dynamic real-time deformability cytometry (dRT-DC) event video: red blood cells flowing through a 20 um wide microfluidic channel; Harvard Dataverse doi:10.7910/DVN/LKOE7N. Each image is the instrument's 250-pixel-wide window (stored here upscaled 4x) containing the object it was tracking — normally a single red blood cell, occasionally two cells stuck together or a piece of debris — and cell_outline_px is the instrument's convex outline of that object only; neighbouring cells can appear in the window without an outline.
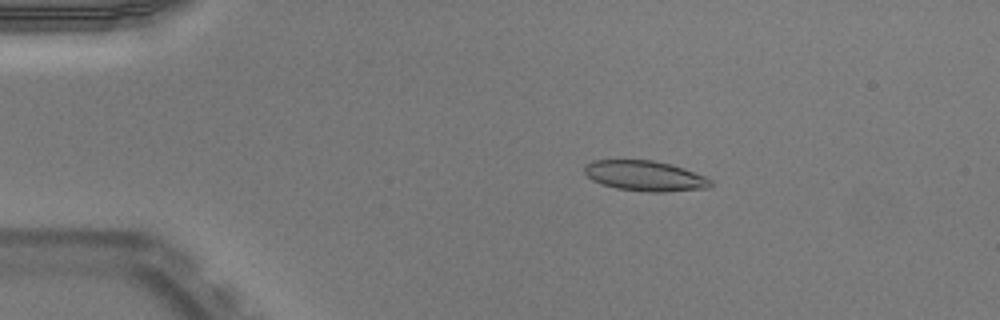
{"species": "Egyptian fruit bat (a non-hibernating species)", "species_latin": "Rousettus aegyptiacus", "temperature_condition": "warm", "stored_images_in_passage": 51, "camera_frame_rate_fps": 3000, "um_per_image_px": 0.085, "animal": {"sex": "male"}, "frame": {"image": 1, "passage_image": 10, "time_ms": 3.0, "image_size_px": [1000, 320], "cell_outline_px": [[712, 184], [708, 188], [664, 192], [652, 192], [616, 188], [600, 184], [592, 180], [584, 172], [584, 164], [592, 160], [652, 160], [684, 168], [704, 176], [712, 180]], "centroid_in_image_um": [54.79, 14.95], "position_along_channel_um": 30.2, "area_um2": 22.25}}
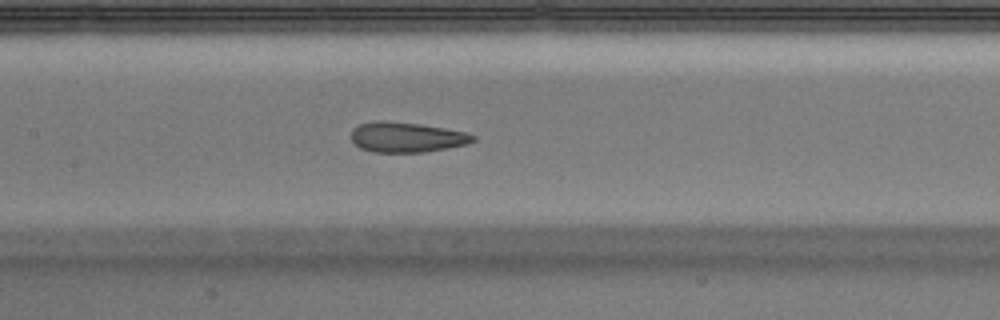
{"frame": {"image": 2, "passage_image": 25, "time_ms": 8.0, "image_size_px": [1000, 320], "cell_outline_px": [[476, 140], [468, 144], [448, 148], [424, 152], [372, 152], [360, 148], [352, 140], [352, 128], [360, 124], [380, 120], [420, 124], [444, 128], [464, 132], [476, 136]], "centroid_in_image_um": [34.57, 11.67], "position_along_channel_um": 172.8, "area_um2": 21.33}}
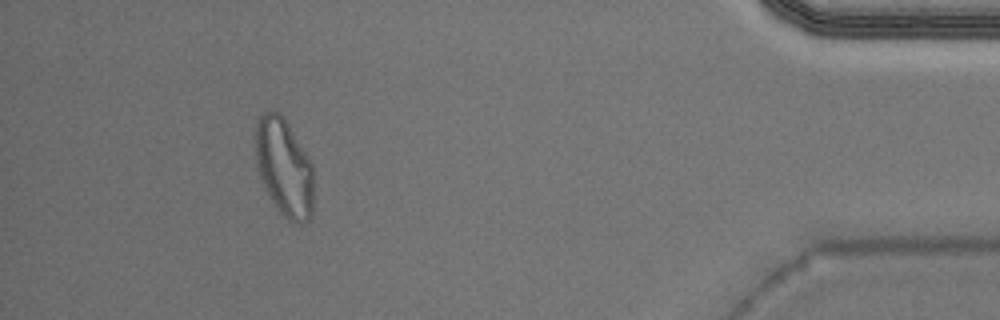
{"frame": {"image": 3, "passage_image": 47, "time_ms": 15.333, "image_size_px": [1000, 320], "cell_outline_px": [[312, 216], [308, 220], [300, 224], [288, 220], [280, 212], [272, 200], [260, 176], [256, 160], [252, 136], [256, 124], [260, 116], [268, 108], [276, 112], [288, 124], [312, 164]], "centroid_in_image_um": [24.11, 14.2], "position_along_channel_um": 411.1, "area_um2": 32.95}, "authors_computed_cell_mechanics": {"area_um2": 22.1952, "velocity_mm_per_s": 3.99, "shape_relaxation_time_tau1_ms": null, "shape_relaxation_time_tau2_ms": 1.3551, "deformation_change_tau1": null, "deformation_change_tau2": 0.09}}